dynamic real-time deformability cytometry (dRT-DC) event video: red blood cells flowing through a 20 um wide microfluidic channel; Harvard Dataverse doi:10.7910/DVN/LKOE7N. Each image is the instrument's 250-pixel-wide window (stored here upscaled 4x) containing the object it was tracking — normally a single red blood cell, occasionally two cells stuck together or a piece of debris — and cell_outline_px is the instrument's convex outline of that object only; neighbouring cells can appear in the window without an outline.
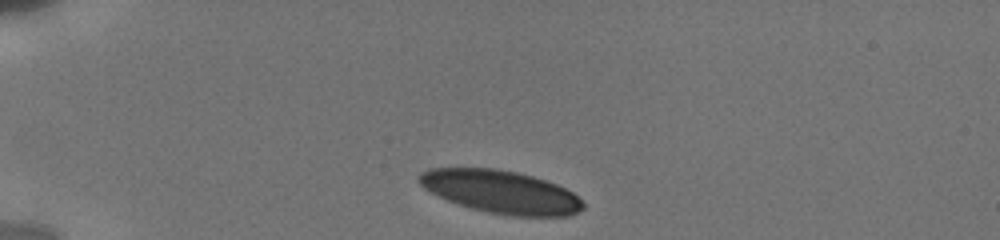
{"species": "human", "species_latin": "Homo sapiens", "temperature_condition": "cold", "stored_images_in_passage": 23, "camera_frame_rate_fps": 3000, "um_per_image_px": 0.085, "donor": {"sex": "male"}, "frame": {"image": 1, "passage_image": 1, "time_ms": 0.0, "image_size_px": [1000, 240], "cell_outline_px": [[584, 208], [568, 216], [512, 216], [488, 212], [472, 208], [448, 200], [424, 188], [416, 180], [420, 172], [428, 168], [496, 168], [516, 172], [532, 176], [556, 184], [572, 192], [584, 204]], "centroid_in_image_um": [42.55, 16.29], "position_along_channel_um": 42.5, "area_um2": 40.69}}
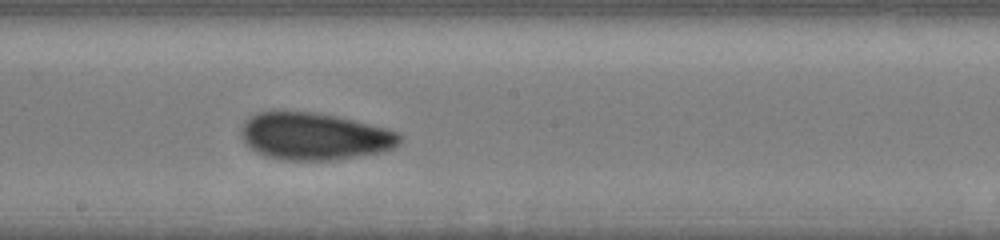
{"frame": {"image": 2, "passage_image": 10, "time_ms": 6.0, "image_size_px": [1000, 240], "cell_outline_px": [[400, 144], [392, 148], [380, 152], [332, 160], [284, 160], [264, 156], [256, 152], [240, 136], [240, 128], [244, 120], [248, 116], [256, 112], [272, 108], [276, 108], [312, 112], [336, 116], [400, 132]], "centroid_in_image_um": [26.62, 11.54], "position_along_channel_um": 221.6, "area_um2": 44.27}}
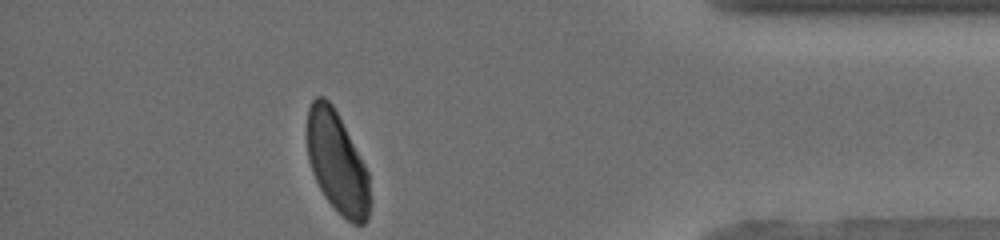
{"frame": {"image": 3, "passage_image": 23, "time_ms": 11.667, "image_size_px": [1000, 240], "cell_outline_px": [[372, 204], [368, 220], [364, 224], [352, 224], [324, 196], [312, 172], [308, 160], [308, 108], [312, 100], [316, 96], [324, 96], [332, 104], [364, 164], [368, 172], [372, 200]], "centroid_in_image_um": [28.68, 13.86], "position_along_channel_um": 406.5, "area_um2": 36.82}, "authors_computed_cell_mechanics": {"area_um2": 43.061, "velocity_mm_per_s": 3.8116, "shape_relaxation_time_tau1_ms": 2.9859, "shape_relaxation_time_tau2_ms": 1.562, "deformation_change_tau1": 0.1044, "deformation_change_tau2": 0.0531}}